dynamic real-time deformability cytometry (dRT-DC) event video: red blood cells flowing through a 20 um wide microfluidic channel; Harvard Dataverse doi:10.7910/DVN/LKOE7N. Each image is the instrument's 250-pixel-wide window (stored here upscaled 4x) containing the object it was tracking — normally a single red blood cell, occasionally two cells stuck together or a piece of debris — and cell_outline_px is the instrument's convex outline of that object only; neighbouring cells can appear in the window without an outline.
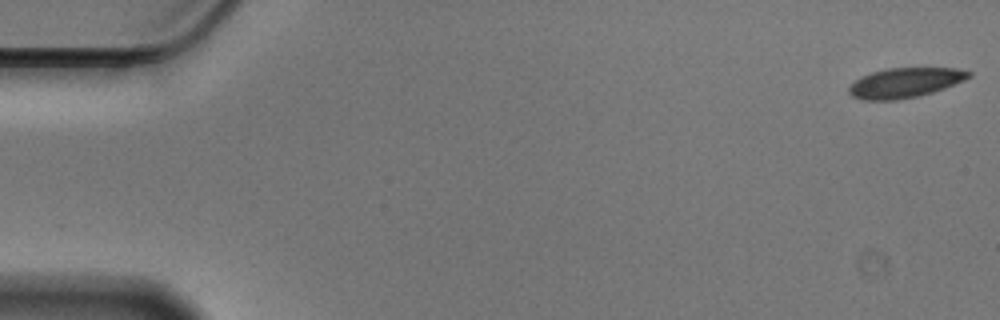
{"species": "Egyptian fruit bat (a non-hibernating species)", "species_latin": "Rousettus aegyptiacus", "temperature_condition": "cold", "stored_images_in_passage": 57, "camera_frame_rate_fps": 3000, "um_per_image_px": 0.085, "animal": {"sex": "male"}, "frame": {"image": 1, "passage_image": 1, "time_ms": 0.0, "image_size_px": [1000, 320], "cell_outline_px": [[972, 76], [964, 80], [944, 88], [932, 92], [916, 96], [896, 100], [864, 100], [852, 96], [848, 92], [848, 88], [856, 80], [872, 72], [888, 68], [956, 68], [972, 72]], "centroid_in_image_um": [76.94, 7.03], "position_along_channel_um": 8.1, "area_um2": 20.58}}
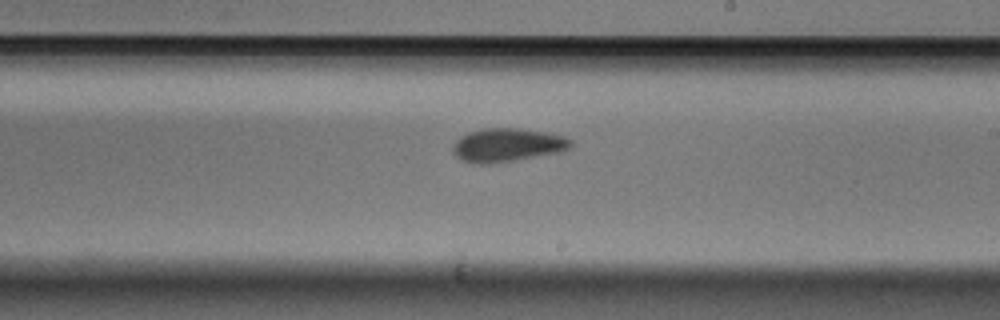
{"frame": {"image": 2, "passage_image": 33, "time_ms": 10.667, "image_size_px": [1000, 320], "cell_outline_px": [[572, 148], [560, 152], [492, 164], [472, 164], [460, 160], [452, 152], [452, 144], [460, 136], [468, 132], [484, 128], [520, 128], [544, 132], [564, 136], [572, 140]], "centroid_in_image_um": [43.09, 12.34], "position_along_channel_um": 245.9, "area_um2": 23.35}}
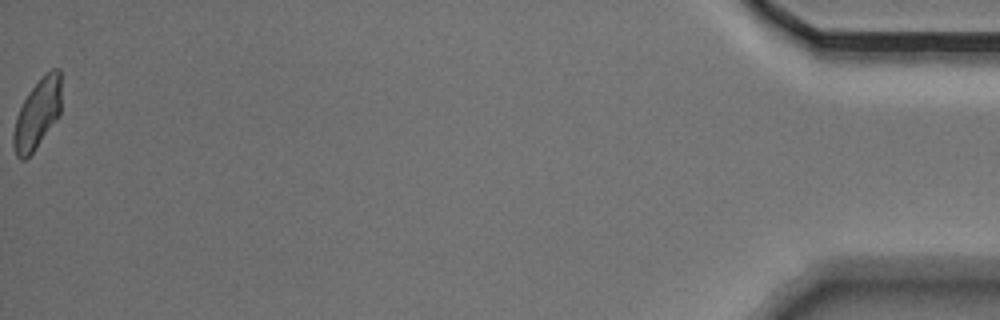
{"frame": {"image": 3, "passage_image": 57, "time_ms": 18.667, "image_size_px": [1000, 320], "cell_outline_px": [[60, 116], [32, 152], [24, 160], [20, 160], [16, 156], [12, 144], [12, 136], [16, 116], [28, 92], [52, 68], [60, 68]], "centroid_in_image_um": [3.16, 9.71], "position_along_channel_um": 432.0, "area_um2": 19.19}, "authors_computed_cell_mechanics": {"area_um2": 21.9062, "velocity_mm_per_s": 3.5376, "shape_relaxation_time_tau1_ms": 5.5119, "shape_relaxation_time_tau2_ms": 2.0136, "deformation_change_tau1": 0.1076, "deformation_change_tau2": 0.0717}}